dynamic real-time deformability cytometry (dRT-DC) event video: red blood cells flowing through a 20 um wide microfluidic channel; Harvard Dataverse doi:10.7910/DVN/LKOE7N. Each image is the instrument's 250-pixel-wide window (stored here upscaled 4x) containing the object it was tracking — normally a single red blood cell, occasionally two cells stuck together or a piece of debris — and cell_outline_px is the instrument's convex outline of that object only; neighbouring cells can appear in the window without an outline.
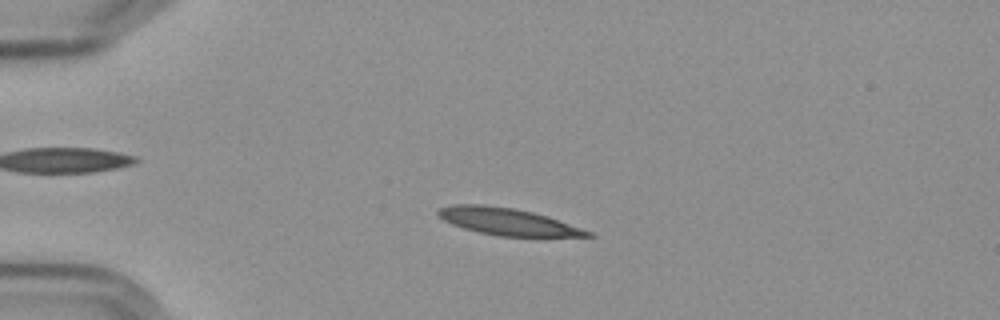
{"species": "Egyptian fruit bat (a non-hibernating species)", "species_latin": "Rousettus aegyptiacus", "temperature_condition": "cold", "stored_images_in_passage": 57, "camera_frame_rate_fps": 3000, "um_per_image_px": 0.085, "frame": {"image": 1, "passage_image": 14, "time_ms": 4.333, "image_size_px": [1000, 320], "cell_outline_px": [[596, 236], [500, 236], [480, 232], [464, 228], [452, 224], [444, 220], [436, 212], [440, 208], [452, 204], [484, 204], [516, 208], [548, 216], [592, 232]], "centroid_in_image_um": [43.13, 18.82], "position_along_channel_um": 41.9, "area_um2": 23.29}}
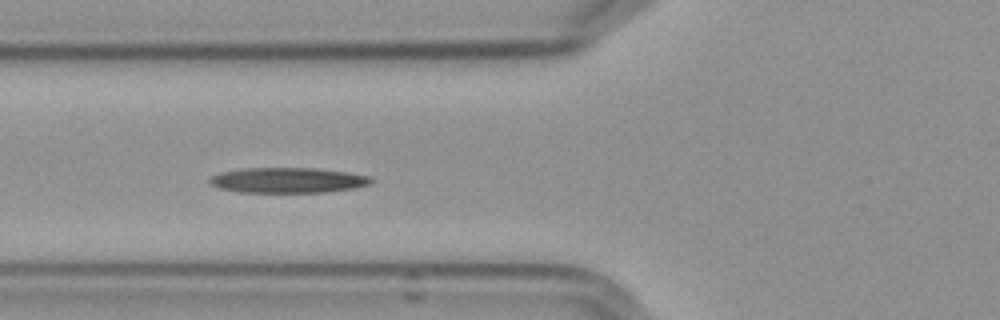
{"frame": {"image": 2, "passage_image": 22, "time_ms": 7.0, "image_size_px": [1000, 320], "cell_outline_px": [[372, 180], [368, 184], [356, 188], [328, 192], [240, 192], [220, 188], [212, 184], [208, 180], [212, 176], [220, 172], [240, 168], [316, 168], [348, 172], [368, 176]], "centroid_in_image_um": [24.46, 15.31], "position_along_channel_um": 101.3, "area_um2": 23.76}}
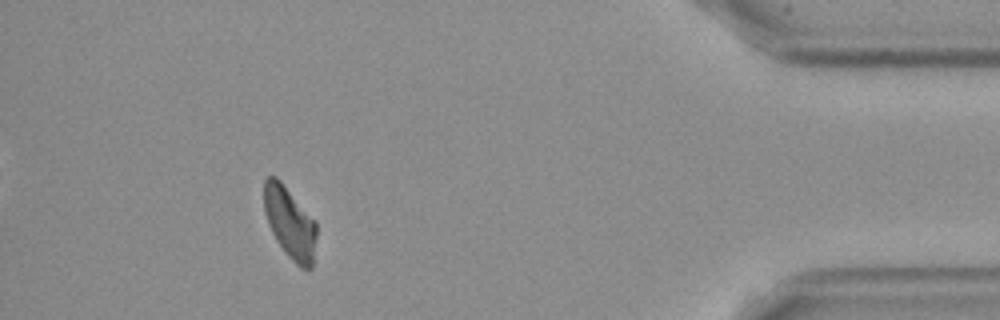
{"frame": {"image": 3, "passage_image": 52, "time_ms": 17.0, "image_size_px": [1000, 320], "cell_outline_px": [[316, 236], [312, 268], [300, 268], [288, 256], [276, 240], [268, 224], [264, 212], [264, 180], [268, 176], [276, 176], [280, 180], [316, 220]], "centroid_in_image_um": [24.64, 18.92], "position_along_channel_um": 410.6, "area_um2": 21.96}, "authors_computed_cell_mechanics": {"area_um2": 23.4668, "velocity_mm_per_s": 3.5761, "shape_relaxation_time_tau1_ms": 9.5712, "shape_relaxation_time_tau2_ms": null, "deformation_change_tau1": 0.2154, "deformation_change_tau2": null}}